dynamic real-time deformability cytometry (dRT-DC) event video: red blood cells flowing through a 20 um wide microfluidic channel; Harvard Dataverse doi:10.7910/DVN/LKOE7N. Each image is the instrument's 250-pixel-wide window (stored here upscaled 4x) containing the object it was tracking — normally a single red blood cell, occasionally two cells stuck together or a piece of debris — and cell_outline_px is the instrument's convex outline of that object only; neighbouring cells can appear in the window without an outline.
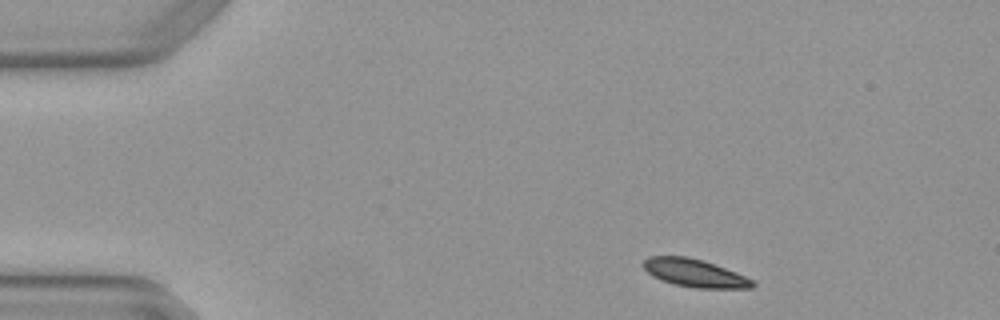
{"species": "Egyptian fruit bat (a non-hibernating species)", "species_latin": "Rousettus aegyptiacus", "temperature_condition": "warm", "stored_images_in_passage": 3, "camera_frame_rate_fps": 3000, "um_per_image_px": 0.085, "animal": {"sex": "female"}, "frame": {"image": 1, "passage_image": 1, "time_ms": 0.0, "image_size_px": [1000, 320], "cell_outline_px": [[756, 284], [752, 288], [696, 288], [676, 284], [652, 276], [640, 264], [648, 256], [688, 256], [704, 260], [736, 272], [752, 280]], "centroid_in_image_um": [59.03, 23.19], "position_along_channel_um": 26.0, "area_um2": 17.69}}